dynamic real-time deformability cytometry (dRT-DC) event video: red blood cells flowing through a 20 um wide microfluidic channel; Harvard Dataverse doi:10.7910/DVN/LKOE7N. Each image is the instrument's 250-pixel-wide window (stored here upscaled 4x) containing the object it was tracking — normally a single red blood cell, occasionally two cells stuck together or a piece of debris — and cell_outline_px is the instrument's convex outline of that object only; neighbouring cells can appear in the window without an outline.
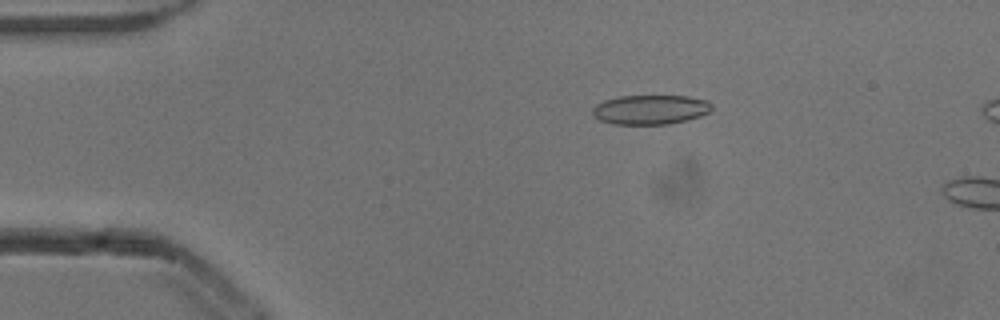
{"species": "common noctule bat (a hibernating species)", "species_latin": "Nyctalus noctula", "temperature_condition": "cold", "stored_images_in_passage": 13, "camera_frame_rate_fps": 3000, "um_per_image_px": 0.085, "animal": {"sex": "male", "body_mass_g": 13.3}, "frame": {"image": 1, "passage_image": 10, "time_ms": 3.0, "image_size_px": [1000, 320], "cell_outline_px": [[712, 108], [708, 112], [700, 116], [668, 124], [612, 124], [600, 120], [592, 112], [592, 108], [596, 104], [604, 100], [620, 96], [688, 96], [708, 100], [712, 104]], "centroid_in_image_um": [55.28, 9.31], "position_along_channel_um": 29.7, "area_um2": 20.4}}